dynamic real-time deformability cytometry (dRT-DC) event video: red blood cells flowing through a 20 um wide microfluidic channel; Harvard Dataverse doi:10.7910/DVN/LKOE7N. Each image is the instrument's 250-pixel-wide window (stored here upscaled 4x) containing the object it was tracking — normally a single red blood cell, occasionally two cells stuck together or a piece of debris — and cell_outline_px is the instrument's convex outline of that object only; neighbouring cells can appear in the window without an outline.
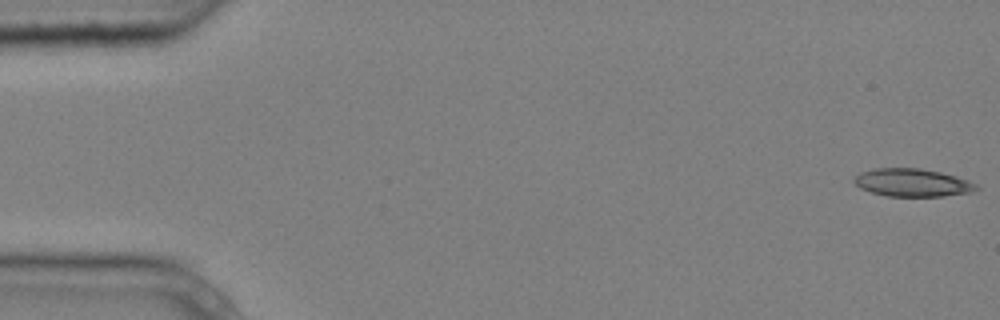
{"species": "common noctule bat (a hibernating species)", "species_latin": "Nyctalus noctula", "temperature_condition": "cold", "stored_images_in_passage": 5, "camera_frame_rate_fps": 3000, "um_per_image_px": 0.085, "animal": {"sex": "male", "body_mass_g": 20.4}, "frame": {"image": 1, "passage_image": 1, "time_ms": 0.0, "image_size_px": [1000, 320], "cell_outline_px": [[980, 188], [972, 192], [944, 196], [888, 196], [872, 192], [860, 188], [852, 180], [860, 172], [876, 168], [920, 168], [940, 172], [956, 176], [968, 180], [976, 184]], "centroid_in_image_um": [77.57, 15.52], "position_along_channel_um": 7.4, "area_um2": 19.83}}
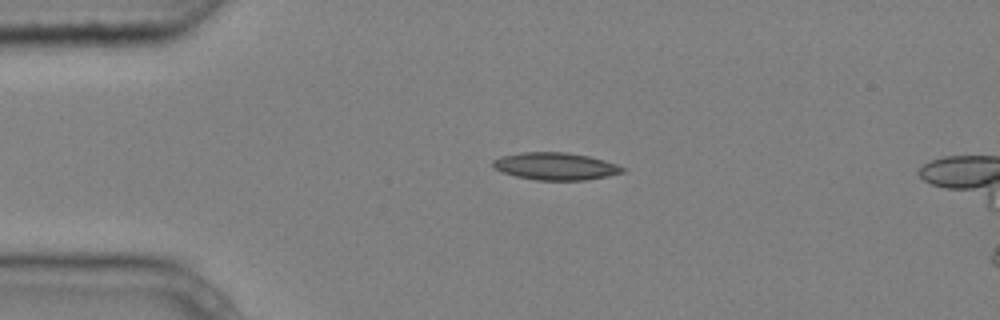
{"frame": {"image": 2, "passage_image": 4, "time_ms": 1.0, "image_size_px": [1000, 320], "cell_outline_px": [[628, 168], [624, 172], [608, 176], [584, 180], [536, 180], [516, 176], [500, 172], [492, 168], [492, 160], [500, 156], [520, 152], [568, 152], [588, 156], [604, 160]], "centroid_in_image_um": [47.19, 14.13], "position_along_channel_um": 37.8, "area_um2": 20.92}}